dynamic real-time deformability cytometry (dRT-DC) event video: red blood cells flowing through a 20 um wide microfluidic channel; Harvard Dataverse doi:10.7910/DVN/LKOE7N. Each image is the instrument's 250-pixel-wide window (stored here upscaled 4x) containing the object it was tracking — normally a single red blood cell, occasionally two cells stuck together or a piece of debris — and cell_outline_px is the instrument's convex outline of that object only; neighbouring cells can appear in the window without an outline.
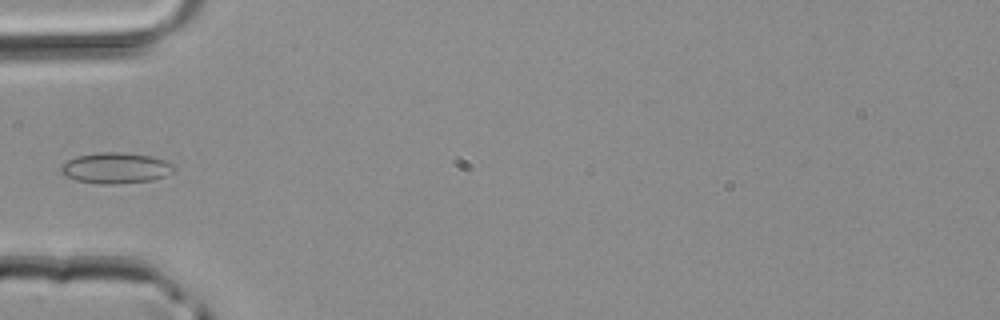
{"species": "common noctule bat (a hibernating species)", "species_latin": "Nyctalus noctula", "temperature_condition": "room temperature", "stored_images_in_passage": 2, "camera_frame_rate_fps": 3000, "um_per_image_px": 0.085, "animal": {"sex": "male", "body_mass_g": 20.4}, "frame": {"image": 1, "passage_image": 2, "time_ms": 0.333, "image_size_px": [1000, 320], "cell_outline_px": [[176, 168], [172, 172], [164, 176], [152, 180], [112, 184], [100, 184], [76, 180], [64, 176], [60, 172], [60, 168], [68, 160], [76, 156], [96, 152], [116, 152], [152, 156], [176, 164]], "centroid_in_image_um": [9.84, 14.28], "position_along_channel_um": 75.2, "area_um2": 20.35}}